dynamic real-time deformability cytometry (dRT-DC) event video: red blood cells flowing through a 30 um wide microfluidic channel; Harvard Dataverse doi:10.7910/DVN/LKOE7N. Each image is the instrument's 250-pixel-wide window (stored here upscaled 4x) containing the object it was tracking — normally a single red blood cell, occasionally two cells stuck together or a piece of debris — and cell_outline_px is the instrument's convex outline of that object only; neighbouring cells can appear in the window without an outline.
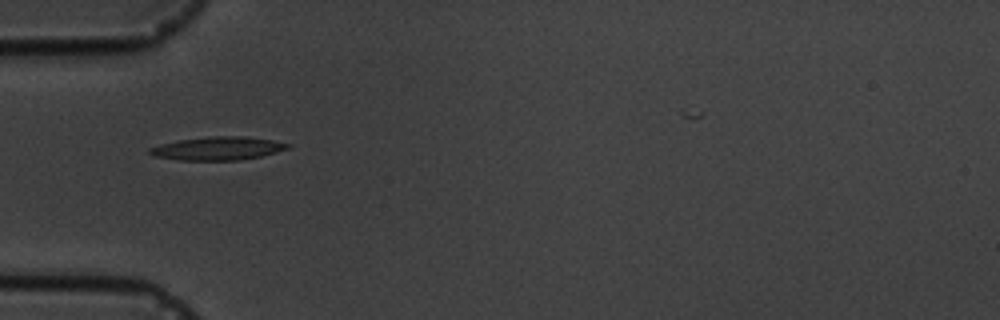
{"species": "common noctule bat (a hibernating species)", "species_latin": "Nyctalus noctula", "temperature_condition": "cold", "stored_images_in_passage": 10, "camera_frame_rate_fps": 3000, "um_per_image_px": 0.085, "animal": {"sex": "male", "body_mass_g": 19.5, "forearm_length_mm": 54.6}, "frame": {"image": 1, "passage_image": 1, "time_ms": 0.0, "image_size_px": [1000, 320], "cell_outline_px": [[292, 144], [288, 148], [276, 152], [260, 156], [240, 160], [180, 160], [156, 156], [148, 152], [148, 148], [160, 144], [180, 140], [208, 136], [244, 136], [272, 140]], "centroid_in_image_um": [18.51, 12.61], "position_along_channel_um": 66.5, "area_um2": 18.61}}
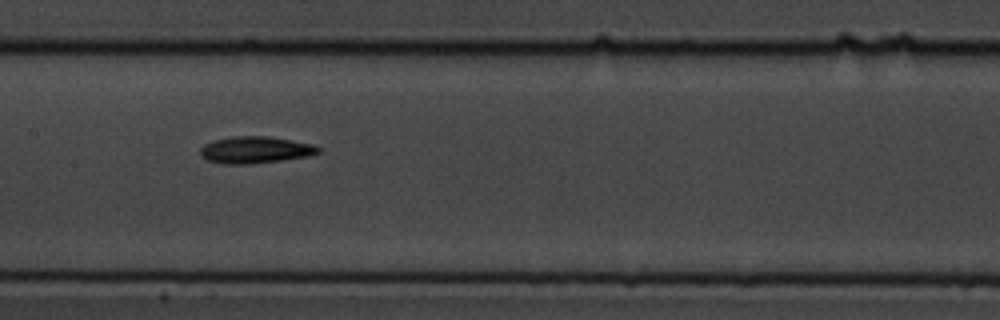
{"frame": {"image": 2, "passage_image": 4, "time_ms": 3.333, "image_size_px": [1000, 320], "cell_outline_px": [[324, 148], [320, 152], [308, 156], [252, 164], [224, 164], [208, 160], [200, 156], [200, 148], [204, 144], [212, 140], [232, 136], [268, 136], [292, 140], [312, 144]], "centroid_in_image_um": [21.7, 12.73], "position_along_channel_um": 185.7, "area_um2": 18.61}}
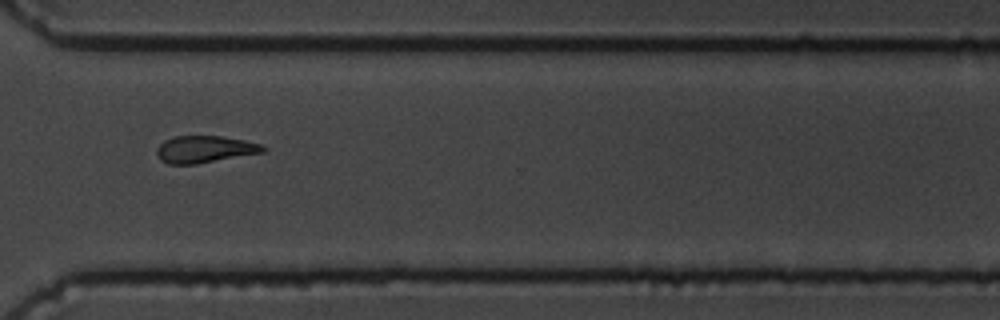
{"frame": {"image": 3, "passage_image": 8, "time_ms": 8.0, "image_size_px": [1000, 320], "cell_outline_px": [[268, 148], [264, 152], [196, 164], [168, 164], [160, 160], [156, 156], [156, 148], [164, 140], [176, 136], [220, 136], [244, 140], [260, 144]], "centroid_in_image_um": [17.37, 12.69], "position_along_channel_um": 353.2, "area_um2": 16.76}}